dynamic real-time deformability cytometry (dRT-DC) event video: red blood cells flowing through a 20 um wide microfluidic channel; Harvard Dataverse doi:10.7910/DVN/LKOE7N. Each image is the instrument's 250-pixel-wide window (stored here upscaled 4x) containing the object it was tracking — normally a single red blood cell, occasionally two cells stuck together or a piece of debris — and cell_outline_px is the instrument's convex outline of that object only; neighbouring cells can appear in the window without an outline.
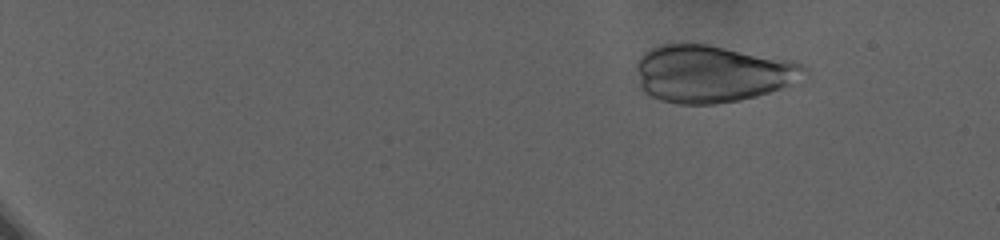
{"species": "human", "species_latin": "Homo sapiens", "temperature_condition": "warm", "stored_images_in_passage": 56, "camera_frame_rate_fps": 3000, "um_per_image_px": 0.085, "donor": {"sex": "female"}, "frame": {"image": 1, "passage_image": 1, "time_ms": 0.0, "image_size_px": [1000, 240], "cell_outline_px": [[808, 76], [792, 84], [756, 96], [740, 100], [716, 104], [680, 104], [660, 100], [644, 92], [640, 88], [636, 68], [636, 64], [640, 56], [644, 52], [660, 44], [680, 40], [708, 44], [796, 60], [804, 64], [808, 68]], "centroid_in_image_um": [60.55, 6.22], "position_along_channel_um": 24.5, "area_um2": 57.45}}
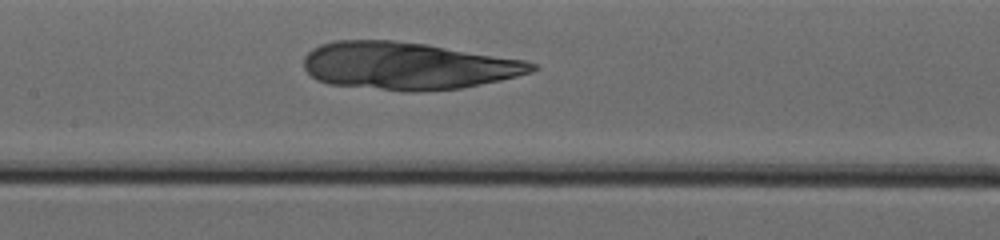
{"frame": {"image": 2, "passage_image": 33, "time_ms": 10.667, "image_size_px": [1000, 240], "cell_outline_px": [[540, 68], [532, 72], [500, 80], [464, 88], [420, 92], [404, 92], [328, 84], [316, 80], [304, 68], [304, 56], [312, 48], [320, 44], [336, 40], [396, 40], [428, 44], [524, 60], [536, 64]], "centroid_in_image_um": [34.64, 5.6], "position_along_channel_um": 172.8, "area_um2": 63.64}}
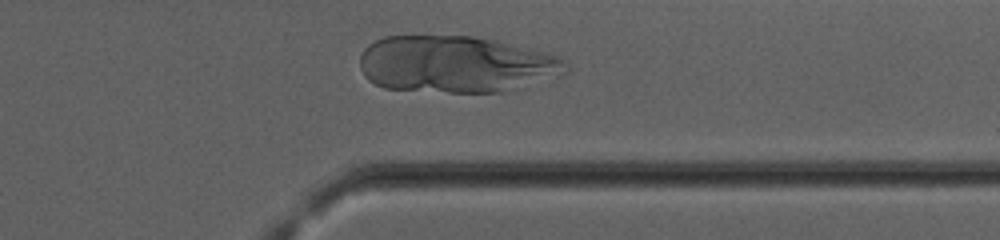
{"frame": {"image": 3, "passage_image": 54, "time_ms": 17.667, "image_size_px": [1000, 240], "cell_outline_px": [[568, 72], [560, 76], [500, 92], [448, 92], [384, 88], [368, 80], [364, 76], [360, 68], [360, 56], [364, 48], [368, 44], [384, 36], [472, 36], [496, 40], [556, 56], [564, 60], [568, 64]], "centroid_in_image_um": [38.72, 5.46], "position_along_channel_um": 372.7, "area_um2": 68.03}}